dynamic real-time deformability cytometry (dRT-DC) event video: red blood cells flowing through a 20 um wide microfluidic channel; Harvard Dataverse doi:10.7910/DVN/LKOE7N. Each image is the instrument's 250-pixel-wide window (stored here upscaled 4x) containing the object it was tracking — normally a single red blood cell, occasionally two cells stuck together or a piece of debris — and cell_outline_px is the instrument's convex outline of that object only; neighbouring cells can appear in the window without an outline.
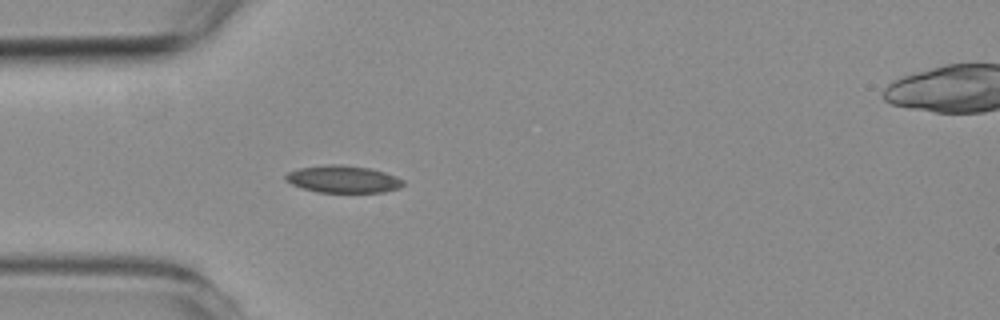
{"species": "common noctule bat (a hibernating species)", "species_latin": "Nyctalus noctula", "temperature_condition": "room temperature", "stored_images_in_passage": 6, "camera_frame_rate_fps": 3000, "um_per_image_px": 0.085, "animal": {"sex": "female", "body_mass_g": 19.3, "forearm_length_mm": 54.1}, "frame": {"image": 1, "passage_image": 5, "time_ms": 4.667, "image_size_px": [1000, 320], "cell_outline_px": [[404, 184], [400, 188], [384, 192], [316, 192], [292, 184], [284, 180], [284, 176], [288, 172], [300, 168], [328, 164], [340, 164], [372, 168], [384, 172], [404, 180]], "centroid_in_image_um": [29.17, 15.22], "position_along_channel_um": 55.8, "area_um2": 18.67}}